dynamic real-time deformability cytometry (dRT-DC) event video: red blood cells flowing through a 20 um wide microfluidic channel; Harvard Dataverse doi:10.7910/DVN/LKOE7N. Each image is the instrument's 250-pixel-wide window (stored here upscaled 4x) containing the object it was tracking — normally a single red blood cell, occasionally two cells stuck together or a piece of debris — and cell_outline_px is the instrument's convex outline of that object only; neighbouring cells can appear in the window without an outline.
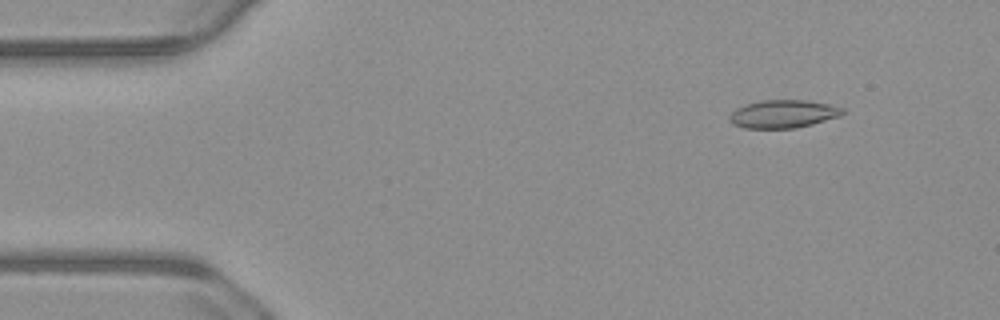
{"species": "common noctule bat (a hibernating species)", "species_latin": "Nyctalus noctula", "temperature_condition": "warm", "stored_images_in_passage": 55, "camera_frame_rate_fps": 3000, "um_per_image_px": 0.085, "animal": {"sex": "male", "body_mass_g": 23.1, "forearm_length_mm": 52.7}, "frame": {"image": 1, "passage_image": 6, "time_ms": 1.667, "image_size_px": [1000, 320], "cell_outline_px": [[844, 112], [840, 116], [812, 124], [796, 128], [744, 128], [732, 124], [728, 120], [728, 116], [736, 108], [744, 104], [764, 100], [808, 100], [828, 104], [844, 108]], "centroid_in_image_um": [66.54, 9.68], "position_along_channel_um": 18.5, "area_um2": 18.55}}
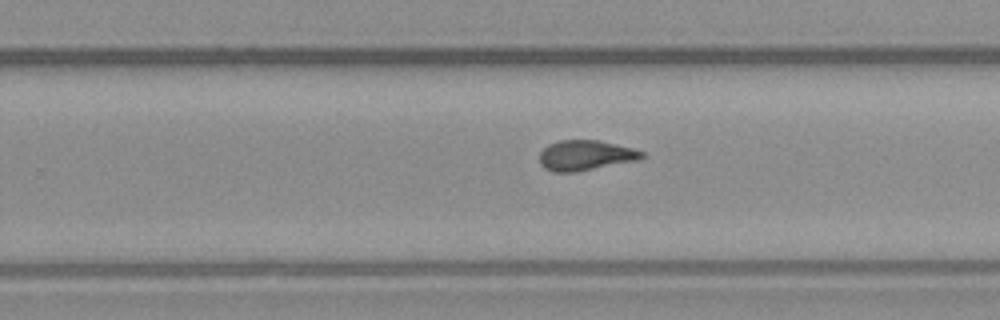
{"frame": {"image": 2, "passage_image": 34, "time_ms": 11.0, "image_size_px": [1000, 320], "cell_outline_px": [[644, 156], [636, 160], [576, 172], [552, 172], [544, 168], [540, 164], [540, 152], [548, 144], [560, 140], [600, 140], [632, 148], [644, 152]], "centroid_in_image_um": [49.73, 13.2], "position_along_channel_um": 280.1, "area_um2": 17.92}}
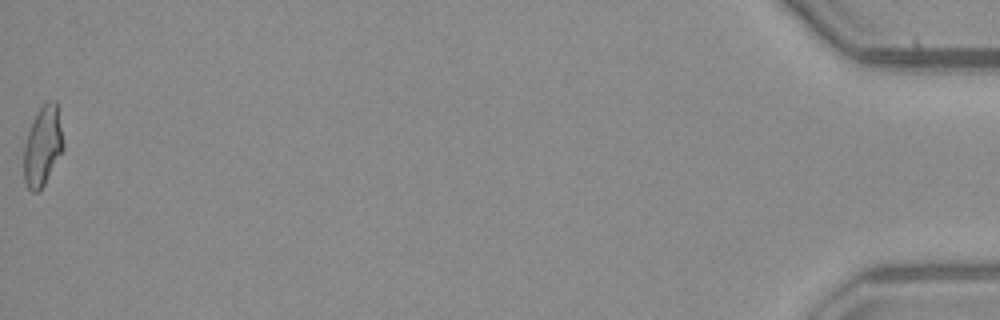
{"frame": {"image": 3, "passage_image": 55, "time_ms": 18.0, "image_size_px": [1000, 320], "cell_outline_px": [[64, 148], [44, 184], [36, 192], [32, 192], [28, 188], [24, 180], [24, 144], [32, 120], [36, 112], [48, 100], [56, 100], [64, 144]], "centroid_in_image_um": [3.62, 12.39], "position_along_channel_um": 431.6, "area_um2": 18.21}, "authors_computed_cell_mechanics": {"area_um2": 18.207, "velocity_mm_per_s": 3.7468, "shape_relaxation_time_tau1_ms": null, "shape_relaxation_time_tau2_ms": 1.346, "deformation_change_tau1": null, "deformation_change_tau2": 0.0641}}